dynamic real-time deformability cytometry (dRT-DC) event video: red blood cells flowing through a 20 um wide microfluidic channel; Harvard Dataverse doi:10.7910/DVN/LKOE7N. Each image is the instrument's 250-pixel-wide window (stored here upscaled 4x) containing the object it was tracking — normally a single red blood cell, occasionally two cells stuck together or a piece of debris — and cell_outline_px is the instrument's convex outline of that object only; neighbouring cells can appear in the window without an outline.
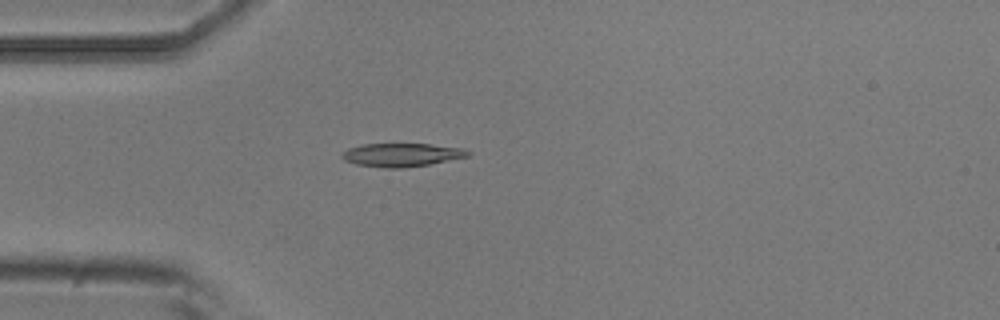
{"species": "common noctule bat (a hibernating species)", "species_latin": "Nyctalus noctula", "temperature_condition": "room temperature", "stored_images_in_passage": 4, "camera_frame_rate_fps": 3000, "um_per_image_px": 0.085, "animal": {"sex": "male", "body_mass_g": 20.5, "forearm_length_mm": 52.5}, "frame": {"image": 1, "passage_image": 4, "time_ms": 1.0, "image_size_px": [1000, 320], "cell_outline_px": [[472, 152], [468, 156], [428, 164], [404, 168], [384, 168], [356, 164], [344, 160], [340, 156], [348, 148], [360, 144], [428, 144], [464, 148]], "centroid_in_image_um": [34.12, 13.16], "position_along_channel_um": 50.9, "area_um2": 17.11}}